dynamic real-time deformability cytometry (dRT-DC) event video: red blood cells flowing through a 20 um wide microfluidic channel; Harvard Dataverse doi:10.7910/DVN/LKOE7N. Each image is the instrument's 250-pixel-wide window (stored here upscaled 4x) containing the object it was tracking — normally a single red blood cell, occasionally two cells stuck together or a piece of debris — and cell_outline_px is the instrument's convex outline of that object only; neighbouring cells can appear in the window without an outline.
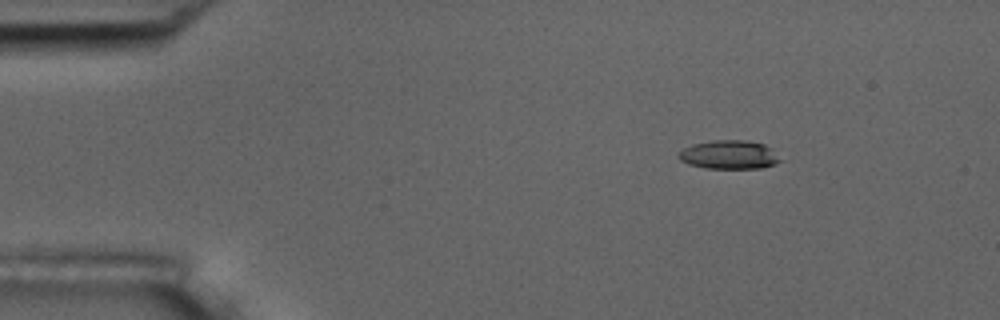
{"species": "common noctule bat (a hibernating species)", "species_latin": "Nyctalus noctula", "temperature_condition": "room temperature", "stored_images_in_passage": 4, "camera_frame_rate_fps": 3000, "um_per_image_px": 0.085, "animal": {"sex": "male", "body_mass_g": 17.5, "forearm_length_mm": 52.3}, "frame": {"image": 1, "passage_image": 2, "time_ms": 1.333, "image_size_px": [1000, 320], "cell_outline_px": [[784, 160], [776, 164], [764, 168], [704, 168], [688, 164], [680, 160], [676, 156], [684, 148], [692, 144], [712, 140], [748, 140], [764, 144], [772, 148]], "centroid_in_image_um": [62.02, 13.15], "position_along_channel_um": 23.0, "area_um2": 17.34}}